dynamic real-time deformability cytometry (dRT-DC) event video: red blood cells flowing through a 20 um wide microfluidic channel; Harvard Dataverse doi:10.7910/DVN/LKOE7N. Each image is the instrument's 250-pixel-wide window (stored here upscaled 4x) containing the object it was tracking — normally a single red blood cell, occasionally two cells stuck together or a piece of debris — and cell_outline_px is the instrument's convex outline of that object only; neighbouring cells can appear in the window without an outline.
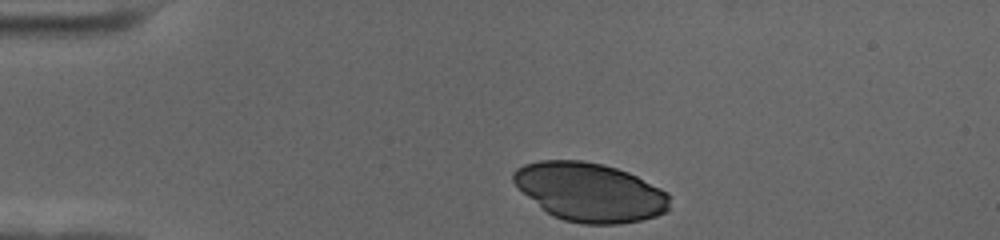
{"species": "human", "species_latin": "Homo sapiens", "temperature_condition": "cold", "stored_images_in_passage": 38, "camera_frame_rate_fps": 3000, "um_per_image_px": 0.085, "donor": {"sex": "female"}, "frame": {"image": 1, "passage_image": 1, "time_ms": 0.0, "image_size_px": [1000, 240], "cell_outline_px": [[668, 208], [664, 212], [656, 216], [640, 220], [620, 224], [584, 224], [564, 220], [552, 216], [528, 196], [512, 180], [512, 172], [516, 168], [524, 164], [540, 160], [580, 160], [604, 164], [628, 172], [668, 192]], "centroid_in_image_um": [50.13, 16.32], "position_along_channel_um": 34.9, "area_um2": 53.12}}